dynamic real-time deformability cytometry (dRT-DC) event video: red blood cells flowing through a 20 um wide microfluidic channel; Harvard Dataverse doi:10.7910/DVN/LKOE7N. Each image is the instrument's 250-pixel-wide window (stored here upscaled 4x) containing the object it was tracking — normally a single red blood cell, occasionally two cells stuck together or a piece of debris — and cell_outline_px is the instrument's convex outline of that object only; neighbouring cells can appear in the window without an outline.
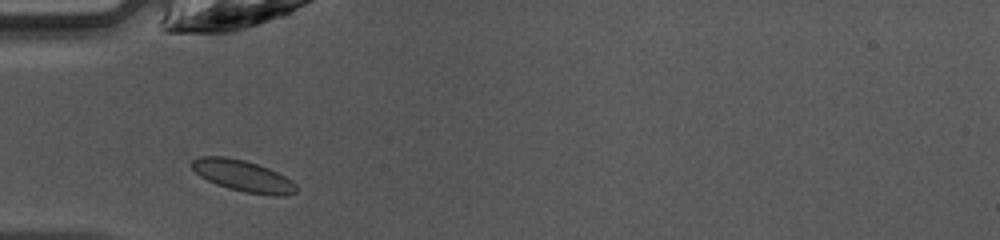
{"species": "common noctule bat (a hibernating species)", "species_latin": "Nyctalus noctula", "temperature_condition": "warm", "stored_images_in_passage": 33, "camera_frame_rate_fps": 3000, "um_per_image_px": 0.085, "animal": {"sex": "female", "body_mass_g": 10.0, "forearm_length_mm": 53.1}, "frame": {"image": 1, "passage_image": 2, "time_ms": 0.333, "image_size_px": [1000, 240], "cell_outline_px": [[296, 192], [280, 196], [276, 196], [244, 192], [228, 188], [216, 184], [200, 176], [188, 164], [192, 160], [200, 156], [224, 156], [244, 160], [268, 168], [292, 180], [296, 184]], "centroid_in_image_um": [20.62, 14.94], "position_along_channel_um": 64.4, "area_um2": 19.02}}
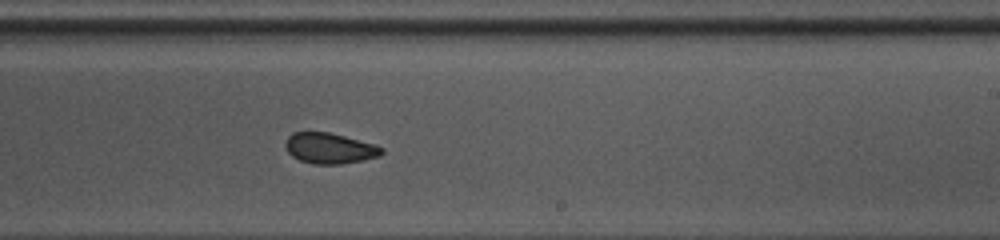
{"frame": {"image": 2, "passage_image": 16, "time_ms": 5.0, "image_size_px": [1000, 240], "cell_outline_px": [[384, 152], [380, 156], [340, 164], [312, 164], [300, 160], [292, 156], [288, 152], [284, 144], [288, 136], [292, 132], [328, 132], [344, 136], [372, 144], [384, 148]], "centroid_in_image_um": [27.98, 12.6], "position_along_channel_um": 261.0, "area_um2": 17.05}}
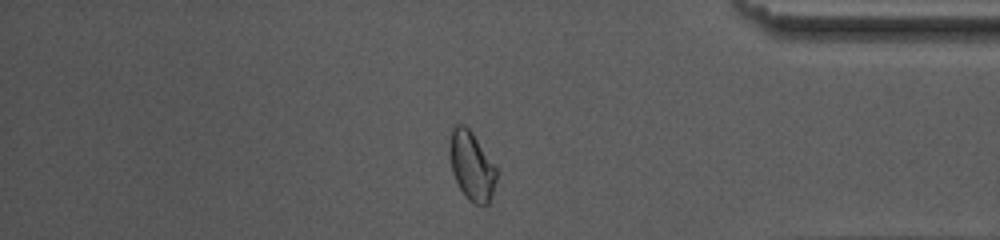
{"frame": {"image": 3, "passage_image": 27, "time_ms": 8.667, "image_size_px": [1000, 240], "cell_outline_px": [[496, 180], [488, 204], [472, 204], [468, 200], [460, 188], [452, 172], [448, 152], [448, 148], [452, 128], [456, 124], [464, 124], [472, 132], [496, 168]], "centroid_in_image_um": [40.05, 14.08], "position_along_channel_um": 395.2, "area_um2": 18.61}}